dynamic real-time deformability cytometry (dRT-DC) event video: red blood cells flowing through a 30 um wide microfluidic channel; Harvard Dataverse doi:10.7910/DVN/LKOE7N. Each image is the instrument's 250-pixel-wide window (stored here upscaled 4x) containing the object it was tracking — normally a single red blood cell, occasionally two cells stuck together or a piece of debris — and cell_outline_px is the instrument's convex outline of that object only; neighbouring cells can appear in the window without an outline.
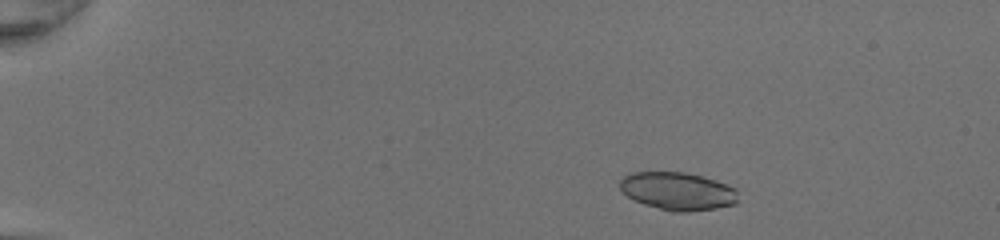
{"species": "common noctule bat (a hibernating species)", "species_latin": "Nyctalus noctula", "temperature_condition": "room temperature", "stored_images_in_passage": 48, "camera_frame_rate_fps": 3000, "um_per_image_px": 0.085, "animal": {"sex": "female", "body_mass_g": 20.0, "forearm_length_mm": 54.0}, "frame": {"image": 1, "passage_image": 7, "time_ms": 2.0, "image_size_px": [1000, 240], "cell_outline_px": [[736, 204], [716, 208], [688, 212], [672, 212], [644, 204], [632, 200], [620, 188], [620, 180], [628, 172], [684, 172], [704, 176], [716, 180], [736, 188]], "centroid_in_image_um": [57.59, 16.24], "position_along_channel_um": 27.4, "area_um2": 26.24}}